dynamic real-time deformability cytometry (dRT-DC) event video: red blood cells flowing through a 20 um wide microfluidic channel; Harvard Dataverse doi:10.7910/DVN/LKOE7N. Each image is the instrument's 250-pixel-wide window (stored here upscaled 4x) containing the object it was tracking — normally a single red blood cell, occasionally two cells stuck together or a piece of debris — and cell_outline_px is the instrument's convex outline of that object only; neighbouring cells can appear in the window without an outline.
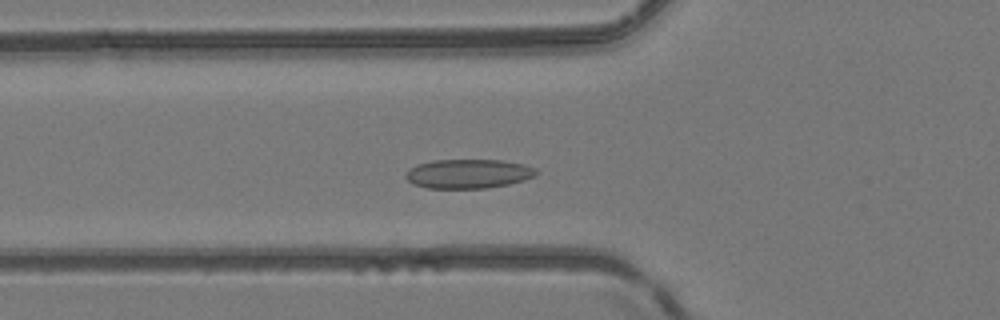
{"species": "common noctule bat (a hibernating species)", "species_latin": "Nyctalus noctula", "temperature_condition": "room temperature", "stored_images_in_passage": 31, "camera_frame_rate_fps": 3000, "um_per_image_px": 0.085, "animal": {"sex": "female", "body_mass_g": 24.6, "forearm_length_mm": 56.2}, "frame": {"image": 1, "passage_image": 8, "time_ms": 2.333, "image_size_px": [1000, 320], "cell_outline_px": [[540, 172], [536, 176], [524, 180], [508, 184], [488, 188], [428, 188], [412, 184], [404, 176], [416, 164], [432, 160], [500, 160], [524, 164], [536, 168]], "centroid_in_image_um": [39.84, 14.77], "position_along_channel_um": 86.0, "area_um2": 22.31}}
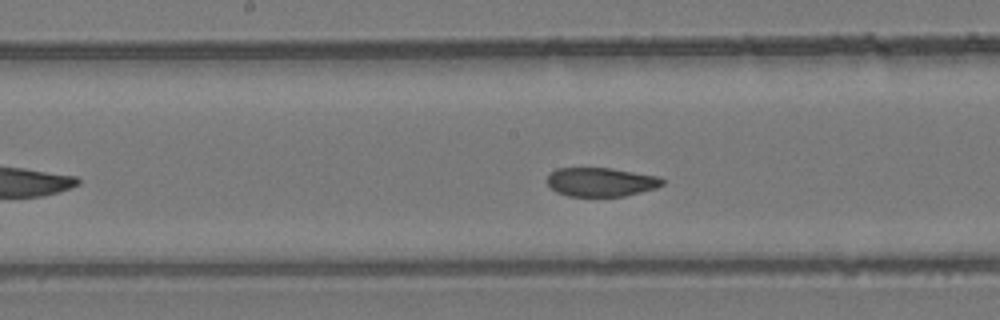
{"frame": {"image": 2, "passage_image": 16, "time_ms": 5.0, "image_size_px": [1000, 320], "cell_outline_px": [[664, 184], [656, 188], [624, 196], [568, 196], [556, 192], [548, 184], [548, 172], [556, 168], [612, 168], [660, 176], [664, 180]], "centroid_in_image_um": [51.09, 15.46], "position_along_channel_um": 197.1, "area_um2": 19.54}}
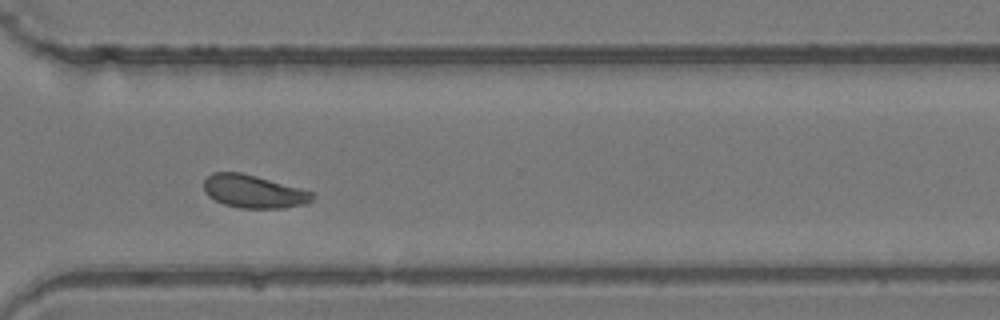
{"frame": {"image": 3, "passage_image": 27, "time_ms": 8.667, "image_size_px": [1000, 320], "cell_outline_px": [[316, 192], [312, 200], [308, 204], [284, 208], [240, 208], [224, 204], [208, 196], [204, 192], [204, 180], [212, 172], [240, 172], [256, 176]], "centroid_in_image_um": [21.59, 16.28], "position_along_channel_um": 349.0, "area_um2": 21.04}, "authors_computed_cell_mechanics": {"area_um2": 20.9814, "velocity_mm_per_s": 4.1448, "shape_relaxation_time_tau1_ms": 3.9707, "shape_relaxation_time_tau2_ms": 0.5586, "deformation_change_tau1": 0.0965, "deformation_change_tau2": 0.0413}}